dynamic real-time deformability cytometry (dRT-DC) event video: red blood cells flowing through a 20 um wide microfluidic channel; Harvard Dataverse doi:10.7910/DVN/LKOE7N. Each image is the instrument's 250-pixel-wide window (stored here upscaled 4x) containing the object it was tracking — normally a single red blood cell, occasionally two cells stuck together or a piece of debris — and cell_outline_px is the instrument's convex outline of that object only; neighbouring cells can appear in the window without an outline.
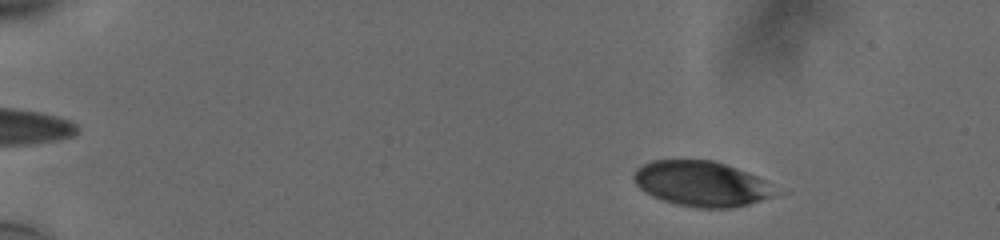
{"species": "human", "species_latin": "Homo sapiens", "temperature_condition": "cold", "stored_images_in_passage": 55, "camera_frame_rate_fps": 3000, "um_per_image_px": 0.085, "donor": {"sex": "male"}, "frame": {"image": 1, "passage_image": 7, "time_ms": 2.0, "image_size_px": [1000, 240], "cell_outline_px": [[772, 196], [736, 208], [700, 208], [676, 204], [652, 196], [644, 192], [636, 184], [632, 176], [636, 168], [652, 160], [712, 160], [748, 172], [764, 180]], "centroid_in_image_um": [59.51, 15.61], "position_along_channel_um": 25.5, "area_um2": 36.65}}
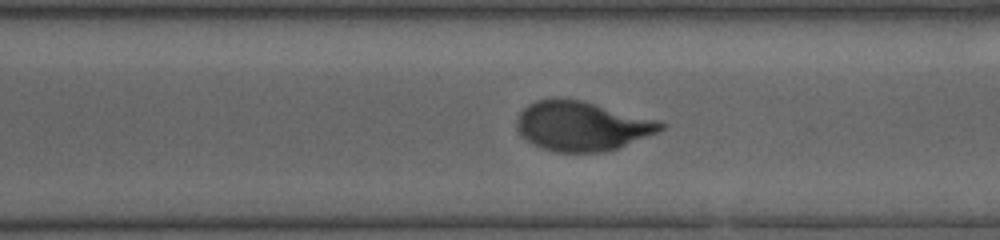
{"frame": {"image": 2, "passage_image": 40, "time_ms": 13.0, "image_size_px": [1000, 240], "cell_outline_px": [[668, 124], [664, 128], [656, 132], [616, 148], [604, 152], [552, 152], [540, 148], [528, 140], [520, 132], [516, 124], [516, 120], [520, 112], [528, 104], [536, 100], [584, 100], [660, 120]], "centroid_in_image_um": [49.49, 10.71], "position_along_channel_um": 321.1, "area_um2": 41.15}}
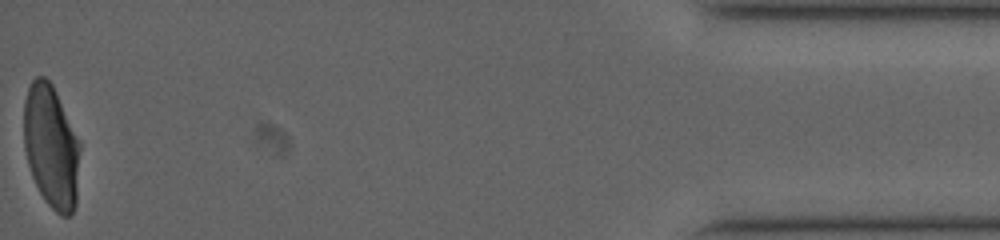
{"frame": {"image": 3, "passage_image": 55, "time_ms": 18.0, "image_size_px": [1000, 240], "cell_outline_px": [[80, 152], [76, 204], [72, 212], [68, 216], [60, 216], [44, 200], [32, 176], [28, 164], [24, 148], [24, 100], [28, 88], [32, 80], [36, 76], [44, 76], [52, 84], [80, 140]], "centroid_in_image_um": [4.36, 12.46], "position_along_channel_um": 430.8, "area_um2": 40.52}, "authors_computed_cell_mechanics": {"area_um2": 41.616, "velocity_mm_per_s": 3.7669, "shape_relaxation_time_tau1_ms": 6.4511, "shape_relaxation_time_tau2_ms": 0.8194, "deformation_change_tau1": 0.2045, "deformation_change_tau2": 0.0513}}